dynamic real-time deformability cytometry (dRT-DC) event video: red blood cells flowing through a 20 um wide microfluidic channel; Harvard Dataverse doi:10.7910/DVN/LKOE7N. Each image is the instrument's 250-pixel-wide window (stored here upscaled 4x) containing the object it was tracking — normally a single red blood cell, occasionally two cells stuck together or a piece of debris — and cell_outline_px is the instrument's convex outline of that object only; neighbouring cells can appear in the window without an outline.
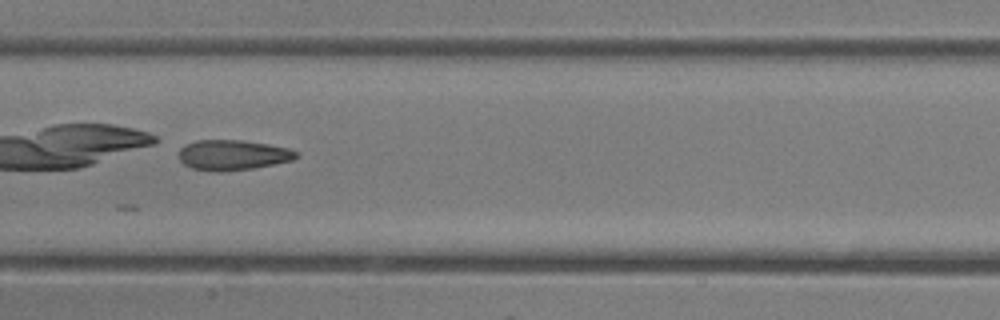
{"species": "common noctule bat (a hibernating species)", "species_latin": "Nyctalus noctula", "temperature_condition": "room temperature", "stored_images_in_passage": 25, "camera_frame_rate_fps": 3000, "um_per_image_px": 0.085, "animal": {"sex": "female"}, "frame": {"image": 1, "passage_image": 17, "time_ms": 5.333, "image_size_px": [1000, 320], "cell_outline_px": [[300, 156], [292, 160], [252, 168], [220, 172], [216, 172], [192, 168], [184, 164], [176, 156], [180, 148], [184, 144], [196, 140], [244, 140], [268, 144], [288, 148], [296, 152]], "centroid_in_image_um": [19.73, 13.17], "position_along_channel_um": 187.7, "area_um2": 20.81}}